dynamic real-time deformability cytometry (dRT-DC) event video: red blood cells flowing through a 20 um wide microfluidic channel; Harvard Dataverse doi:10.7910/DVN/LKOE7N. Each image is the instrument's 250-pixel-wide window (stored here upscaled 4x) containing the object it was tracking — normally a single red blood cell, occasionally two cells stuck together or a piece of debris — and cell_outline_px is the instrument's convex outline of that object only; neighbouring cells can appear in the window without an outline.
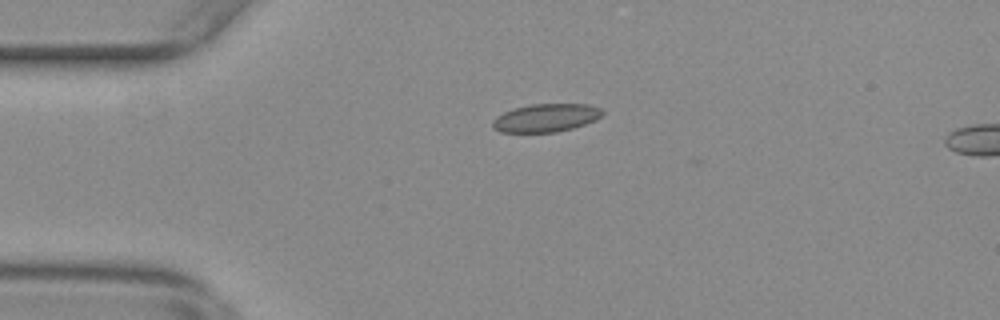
{"species": "common noctule bat (a hibernating species)", "species_latin": "Nyctalus noctula", "temperature_condition": "warm", "stored_images_in_passage": 6, "camera_frame_rate_fps": 3000, "um_per_image_px": 0.085, "animal": {"sex": "female", "body_mass_g": 29.2, "forearm_length_mm": 56.3}, "frame": {"image": 1, "passage_image": 2, "time_ms": 0.333, "image_size_px": [1000, 320], "cell_outline_px": [[604, 112], [596, 120], [572, 128], [556, 132], [500, 132], [492, 128], [492, 120], [496, 116], [504, 112], [516, 108], [532, 104], [588, 104], [600, 108]], "centroid_in_image_um": [46.39, 10.02], "position_along_channel_um": 38.6, "area_um2": 17.92}}